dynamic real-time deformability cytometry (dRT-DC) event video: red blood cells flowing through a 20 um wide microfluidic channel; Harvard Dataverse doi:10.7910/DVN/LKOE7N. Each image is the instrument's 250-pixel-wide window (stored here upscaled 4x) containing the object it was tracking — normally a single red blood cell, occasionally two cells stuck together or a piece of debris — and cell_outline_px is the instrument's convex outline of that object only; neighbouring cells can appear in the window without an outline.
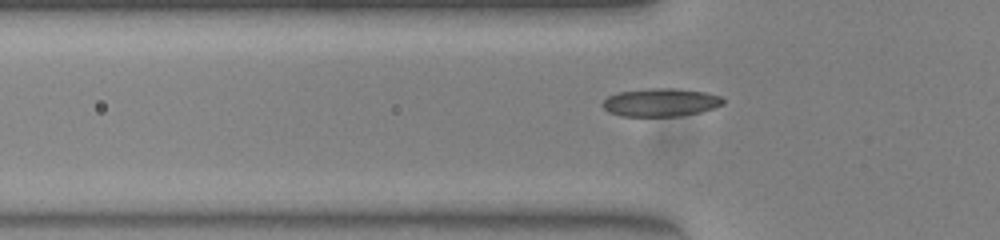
{"species": "common noctule bat (a hibernating species)", "species_latin": "Nyctalus noctula", "temperature_condition": "warm", "stored_images_in_passage": 38, "camera_frame_rate_fps": 3000, "um_per_image_px": 0.085, "animal": {"sex": "female", "body_mass_g": 23.0, "forearm_length_mm": 53.4}, "frame": {"image": 1, "passage_image": 5, "time_ms": 1.333, "image_size_px": [1000, 240], "cell_outline_px": [[724, 104], [700, 112], [680, 116], [620, 116], [608, 112], [600, 104], [608, 96], [616, 92], [648, 88], [672, 88], [704, 92], [720, 96], [724, 100]], "centroid_in_image_um": [56.11, 8.7], "position_along_channel_um": 69.7, "area_um2": 19.83}}
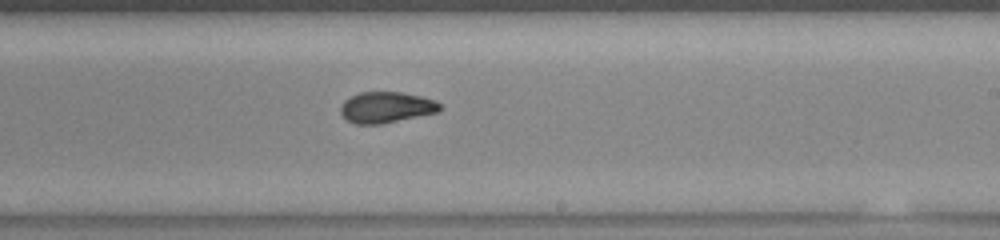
{"frame": {"image": 2, "passage_image": 19, "time_ms": 6.0, "image_size_px": [1000, 240], "cell_outline_px": [[444, 108], [440, 112], [380, 124], [356, 124], [348, 120], [340, 112], [340, 104], [344, 100], [360, 92], [400, 92], [420, 96], [436, 100]], "centroid_in_image_um": [32.86, 9.12], "position_along_channel_um": 256.1, "area_um2": 18.03}}
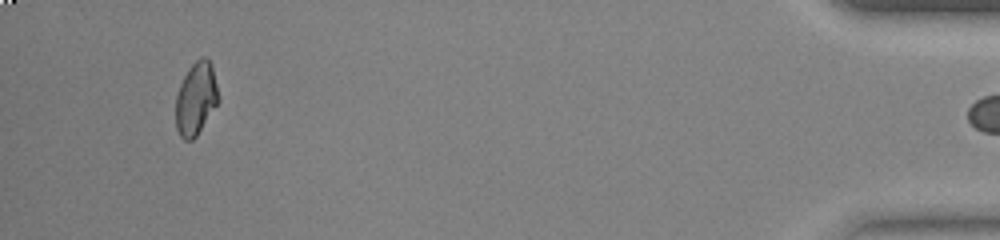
{"frame": {"image": 3, "passage_image": 37, "time_ms": 12.0, "image_size_px": [1000, 240], "cell_outline_px": [[220, 100], [196, 136], [192, 140], [184, 140], [180, 136], [176, 128], [176, 96], [180, 84], [188, 68], [200, 56], [208, 56], [212, 64], [220, 96]], "centroid_in_image_um": [16.68, 8.34], "position_along_channel_um": 418.5, "area_um2": 18.38}, "authors_computed_cell_mechanics": {"area_um2": 18.4093, "velocity_mm_per_s": 3.9875, "shape_relaxation_time_tau1_ms": null, "shape_relaxation_time_tau2_ms": 0.8627, "deformation_change_tau1": null, "deformation_change_tau2": 0.0322}}